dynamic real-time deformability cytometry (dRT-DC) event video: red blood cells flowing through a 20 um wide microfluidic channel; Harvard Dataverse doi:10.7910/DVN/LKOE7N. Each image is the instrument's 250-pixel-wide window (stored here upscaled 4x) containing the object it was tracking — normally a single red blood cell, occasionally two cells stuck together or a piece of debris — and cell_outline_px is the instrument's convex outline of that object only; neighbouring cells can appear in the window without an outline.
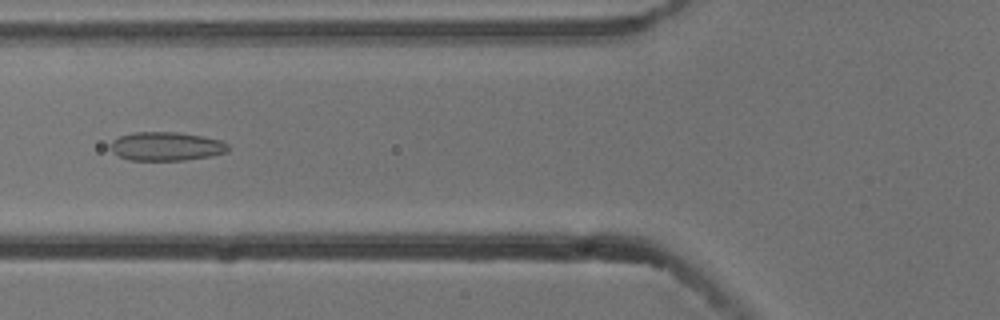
{"species": "common noctule bat (a hibernating species)", "species_latin": "Nyctalus noctula", "temperature_condition": "cold", "stored_images_in_passage": 5, "camera_frame_rate_fps": 3000, "um_per_image_px": 0.085, "animal": {"sex": "male", "body_mass_g": 13.3}, "frame": {"image": 1, "passage_image": 5, "time_ms": 1.333, "image_size_px": [1000, 320], "cell_outline_px": [[228, 152], [212, 156], [184, 160], [128, 160], [112, 152], [112, 140], [120, 136], [132, 132], [176, 132], [200, 136], [220, 140], [228, 144]], "centroid_in_image_um": [14.14, 12.44], "position_along_channel_um": 111.7, "area_um2": 19.59}}